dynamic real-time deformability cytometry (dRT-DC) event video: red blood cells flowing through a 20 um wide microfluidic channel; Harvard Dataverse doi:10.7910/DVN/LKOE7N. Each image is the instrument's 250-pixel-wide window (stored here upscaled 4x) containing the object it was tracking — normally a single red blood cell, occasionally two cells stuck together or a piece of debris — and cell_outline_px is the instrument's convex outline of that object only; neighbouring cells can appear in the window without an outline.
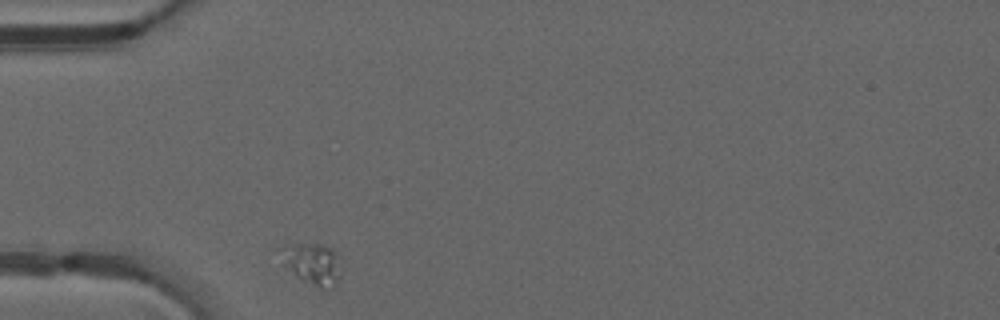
{"species": "common noctule bat (a hibernating species)", "species_latin": "Nyctalus noctula", "temperature_condition": "warm", "stored_images_in_passage": 32, "camera_frame_rate_fps": 3000, "um_per_image_px": 0.085, "animal": {"sex": "male", "forearm_length_mm": 52.5}, "frame": {"image": 1, "passage_image": 1, "time_ms": 0.0, "image_size_px": [1000, 320], "cell_outline_px": [[340, 276], [336, 280], [324, 288], [320, 288], [296, 276], [276, 248], [284, 244], [320, 244], [328, 248], [332, 252]], "centroid_in_image_um": [26.44, 22.36], "position_along_channel_um": 58.6, "area_um2": 13.35}}
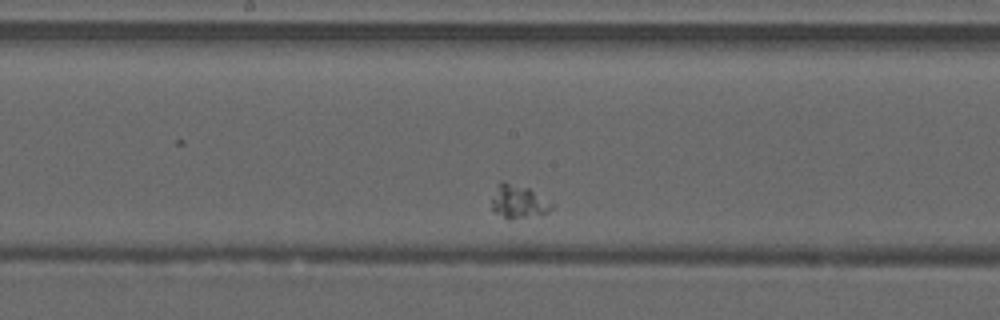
{"frame": {"image": 2, "passage_image": 14, "time_ms": 4.333, "image_size_px": [1000, 320], "cell_outline_px": [[552, 208], [548, 212], [540, 216], [508, 220], [496, 212], [492, 208], [492, 196], [496, 184], [500, 180], [504, 180], [528, 188], [552, 204]], "centroid_in_image_um": [44.02, 17.14], "position_along_channel_um": 204.2, "area_um2": 11.79}}
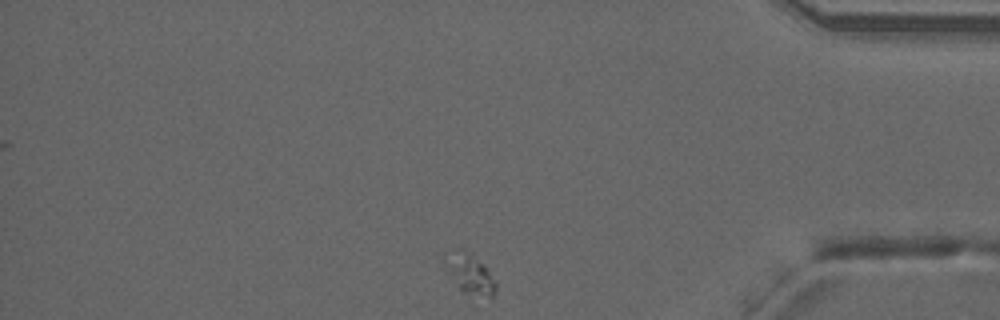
{"frame": {"image": 3, "passage_image": 32, "time_ms": 10.333, "image_size_px": [1000, 320], "cell_outline_px": [[496, 288], [492, 296], [472, 304], [460, 292], [444, 264], [452, 248], [464, 248], [488, 272], [496, 284]], "centroid_in_image_um": [39.92, 23.45], "position_along_channel_um": 395.3, "area_um2": 12.31}}